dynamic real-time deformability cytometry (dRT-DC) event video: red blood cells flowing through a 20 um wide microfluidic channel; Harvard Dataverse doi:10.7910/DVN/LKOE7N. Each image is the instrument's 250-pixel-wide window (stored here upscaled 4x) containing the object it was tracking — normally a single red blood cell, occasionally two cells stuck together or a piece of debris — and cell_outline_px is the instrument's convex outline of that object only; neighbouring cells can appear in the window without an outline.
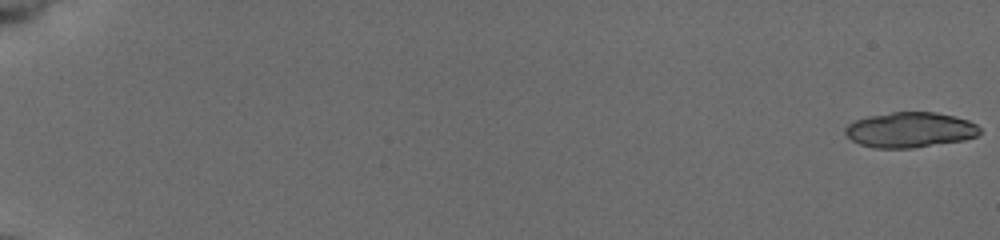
{"species": "common noctule bat (a hibernating species)", "species_latin": "Nyctalus noctula", "temperature_condition": "cold", "stored_images_in_passage": 10, "camera_frame_rate_fps": 3000, "um_per_image_px": 0.085, "animal": {"sex": "female", "body_mass_g": 19.5, "forearm_length_mm": 54.1}, "frame": {"image": 1, "passage_image": 1, "time_ms": 0.0, "image_size_px": [1000, 240], "cell_outline_px": [[980, 132], [976, 136], [964, 140], [912, 148], [872, 148], [860, 144], [852, 140], [844, 132], [844, 128], [848, 124], [856, 120], [868, 116], [892, 112], [936, 112], [956, 116], [968, 120], [976, 124], [980, 128]], "centroid_in_image_um": [77.35, 11.03], "position_along_channel_um": 7.6, "area_um2": 27.74}}